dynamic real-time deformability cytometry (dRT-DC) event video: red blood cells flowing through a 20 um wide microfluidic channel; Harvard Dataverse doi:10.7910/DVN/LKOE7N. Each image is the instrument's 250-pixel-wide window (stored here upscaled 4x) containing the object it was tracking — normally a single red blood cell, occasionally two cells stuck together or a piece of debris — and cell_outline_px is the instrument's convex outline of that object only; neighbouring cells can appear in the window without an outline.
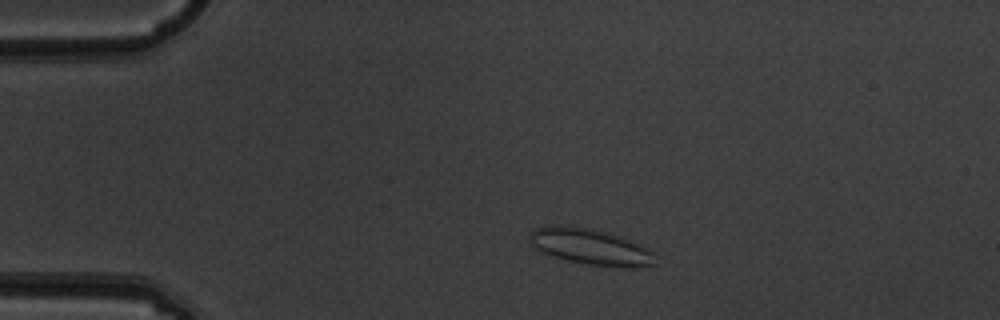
{"species": "common noctule bat (a hibernating species)", "species_latin": "Nyctalus noctula", "temperature_condition": "warm", "stored_images_in_passage": 5, "camera_frame_rate_fps": 3000, "um_per_image_px": 0.085, "animal": {"sex": "male", "body_mass_g": 19.5, "forearm_length_mm": 54.6}, "frame": {"image": 1, "passage_image": 2, "time_ms": 0.333, "image_size_px": [1000, 320], "cell_outline_px": [[656, 264], [632, 268], [620, 268], [588, 264], [568, 260], [552, 256], [540, 252], [528, 240], [528, 232], [536, 228], [552, 224], [560, 224], [584, 228], [604, 232], [640, 244], [656, 252]], "centroid_in_image_um": [50.18, 20.99], "position_along_channel_um": 34.8, "area_um2": 26.53}}
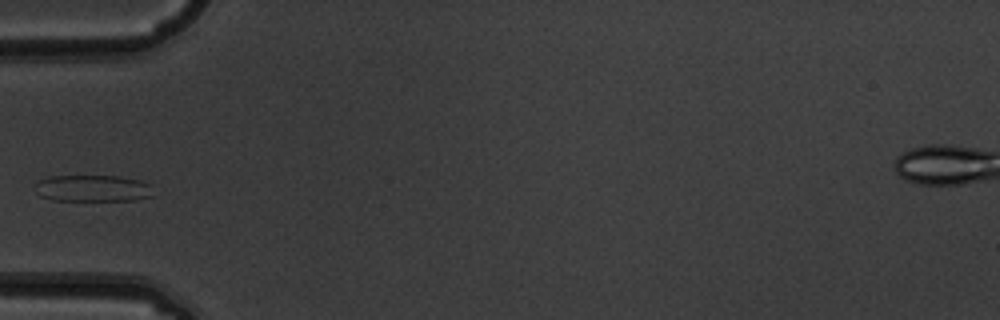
{"frame": {"image": 2, "passage_image": 4, "time_ms": 1.0, "image_size_px": [1000, 320], "cell_outline_px": [[152, 196], [136, 200], [52, 200], [40, 196], [32, 188], [32, 184], [36, 180], [48, 176], [120, 176], [144, 180], [152, 184]], "centroid_in_image_um": [7.85, 15.99], "position_along_channel_um": 77.2, "area_um2": 18.9}}
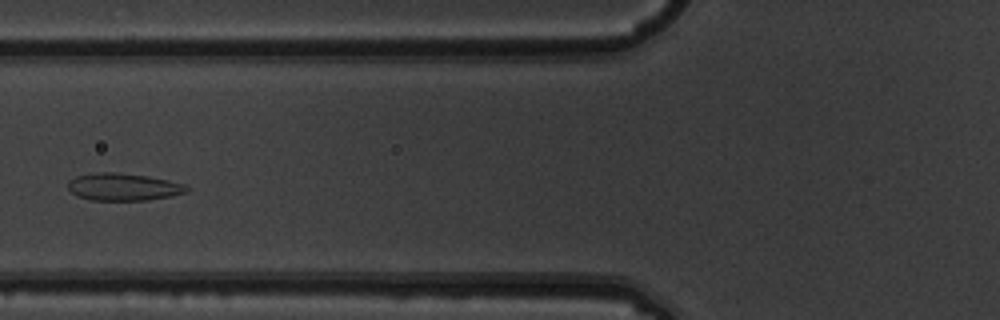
{"frame": {"image": 3, "passage_image": 5, "time_ms": 1.333, "image_size_px": [1000, 320], "cell_outline_px": [[192, 188], [188, 192], [172, 196], [148, 200], [92, 200], [76, 196], [68, 188], [68, 180], [76, 176], [96, 172], [116, 172], [148, 176], [168, 180], [184, 184]], "centroid_in_image_um": [10.51, 15.88], "position_along_channel_um": 115.3, "area_um2": 19.13}}